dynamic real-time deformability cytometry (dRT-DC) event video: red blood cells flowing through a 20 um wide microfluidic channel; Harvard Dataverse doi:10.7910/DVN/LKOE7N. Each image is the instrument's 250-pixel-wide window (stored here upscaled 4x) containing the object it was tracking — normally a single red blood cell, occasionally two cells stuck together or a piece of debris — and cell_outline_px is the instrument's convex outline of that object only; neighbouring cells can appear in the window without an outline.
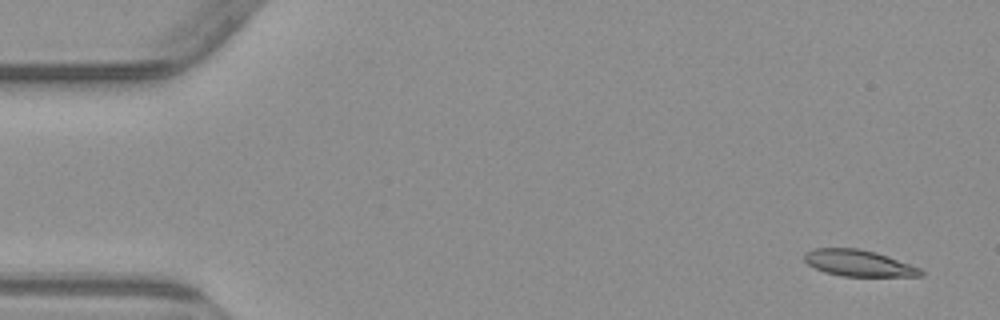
{"species": "common noctule bat (a hibernating species)", "species_latin": "Nyctalus noctula", "temperature_condition": "warm", "stored_images_in_passage": 6, "camera_frame_rate_fps": 3000, "um_per_image_px": 0.085, "animal": {"sex": "male", "body_mass_g": 23.1, "forearm_length_mm": 52.7}, "frame": {"image": 1, "passage_image": 1, "time_ms": 0.0, "image_size_px": [1000, 320], "cell_outline_px": [[924, 276], [840, 276], [824, 272], [808, 264], [804, 260], [804, 252], [812, 248], [856, 248], [876, 252], [920, 268], [924, 272]], "centroid_in_image_um": [72.95, 22.36], "position_along_channel_um": 12.1, "area_um2": 17.86}}
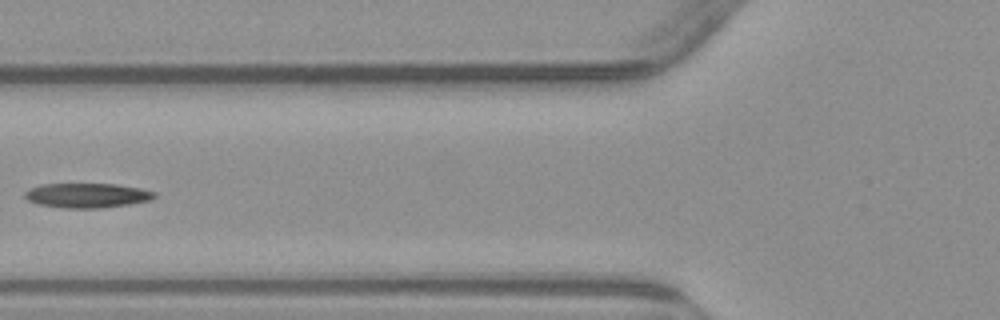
{"frame": {"image": 2, "passage_image": 6, "time_ms": 6.0, "image_size_px": [1000, 320], "cell_outline_px": [[156, 196], [152, 200], [132, 204], [100, 208], [64, 208], [36, 204], [28, 200], [24, 196], [24, 192], [28, 188], [44, 184], [116, 184], [140, 188], [156, 192]], "centroid_in_image_um": [7.41, 16.61], "position_along_channel_um": 118.4, "area_um2": 18.79}}